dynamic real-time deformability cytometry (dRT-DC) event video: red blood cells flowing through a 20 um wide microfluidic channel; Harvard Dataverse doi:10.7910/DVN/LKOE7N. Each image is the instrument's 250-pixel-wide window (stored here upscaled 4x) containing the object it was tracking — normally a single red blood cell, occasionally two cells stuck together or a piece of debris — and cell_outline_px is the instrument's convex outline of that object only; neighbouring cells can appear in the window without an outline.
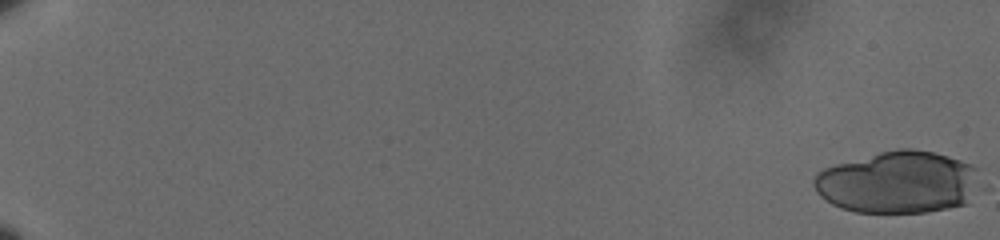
{"species": "human", "species_latin": "Homo sapiens", "temperature_condition": "cold", "stored_images_in_passage": 25, "camera_frame_rate_fps": 3000, "um_per_image_px": 0.085, "donor": {"sex": "male"}, "frame": {"image": 1, "passage_image": 1, "time_ms": 0.0, "image_size_px": [1000, 240], "cell_outline_px": [[980, 168], [968, 204], [948, 208], [924, 212], [856, 212], [840, 208], [832, 204], [820, 196], [816, 192], [812, 180], [816, 172], [824, 168], [836, 164], [880, 152], [900, 148], [912, 148], [932, 152], [948, 156], [972, 164]], "centroid_in_image_um": [76.31, 15.49], "position_along_channel_um": 8.7, "area_um2": 60.11}}
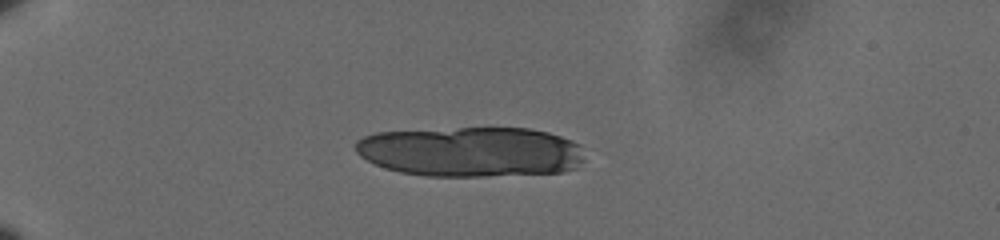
{"frame": {"image": 2, "passage_image": 17, "time_ms": 5.333, "image_size_px": [1000, 240], "cell_outline_px": [[584, 160], [576, 168], [564, 172], [484, 176], [428, 176], [400, 172], [384, 168], [360, 156], [356, 152], [356, 140], [364, 136], [376, 132], [460, 128], [528, 128], [548, 132], [572, 140], [580, 144]], "centroid_in_image_um": [40.04, 12.9], "position_along_channel_um": 45.0, "area_um2": 67.05}}